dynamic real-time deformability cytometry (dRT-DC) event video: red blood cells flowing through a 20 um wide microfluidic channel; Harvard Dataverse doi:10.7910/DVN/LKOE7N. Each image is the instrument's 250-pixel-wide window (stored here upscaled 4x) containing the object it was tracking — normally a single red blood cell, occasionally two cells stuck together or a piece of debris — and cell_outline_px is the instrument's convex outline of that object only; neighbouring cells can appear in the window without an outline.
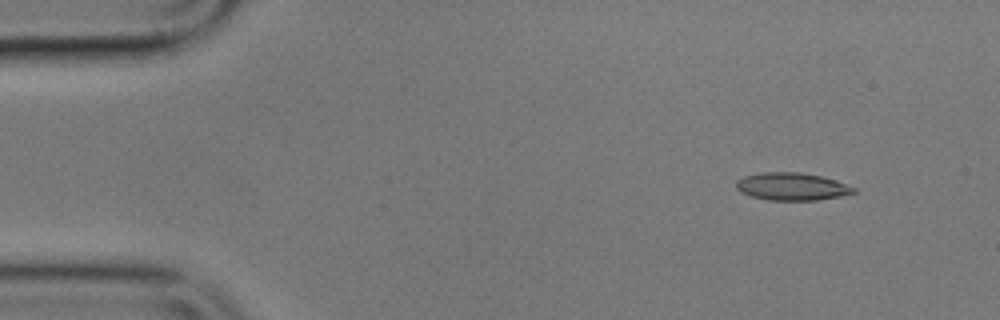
{"species": "common noctule bat (a hibernating species)", "species_latin": "Nyctalus noctula", "temperature_condition": "cold", "stored_images_in_passage": 51, "camera_frame_rate_fps": 3000, "um_per_image_px": 0.085, "animal": {"sex": "male", "body_mass_g": 17.9}, "frame": {"image": 1, "passage_image": 1, "time_ms": 0.0, "image_size_px": [1000, 320], "cell_outline_px": [[856, 192], [840, 196], [816, 200], [768, 200], [752, 196], [740, 192], [736, 188], [736, 180], [744, 176], [764, 172], [800, 172], [820, 176], [836, 180], [856, 188]], "centroid_in_image_um": [67.3, 15.85], "position_along_channel_um": 17.7, "area_um2": 18.84}}
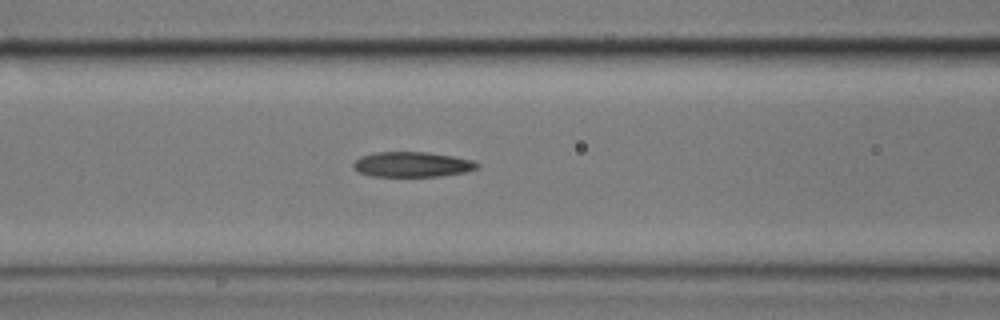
{"frame": {"image": 2, "passage_image": 18, "time_ms": 5.667, "image_size_px": [1000, 320], "cell_outline_px": [[480, 168], [464, 172], [440, 176], [372, 176], [356, 172], [352, 168], [352, 164], [360, 156], [372, 152], [428, 152], [452, 156], [472, 160], [480, 164]], "centroid_in_image_um": [35.0, 13.97], "position_along_channel_um": 131.6, "area_um2": 18.32}}
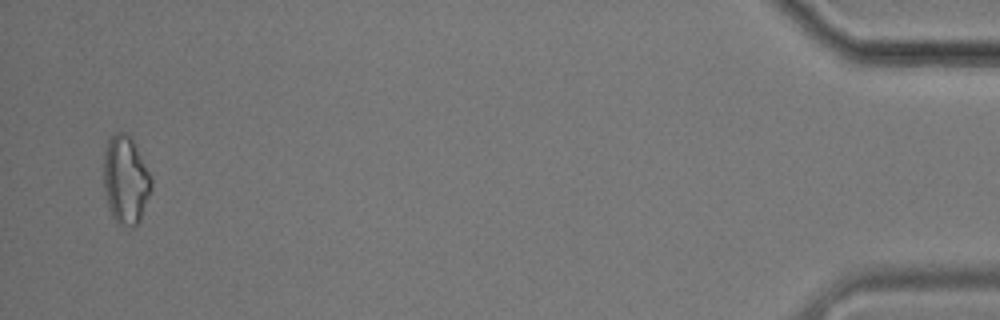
{"frame": {"image": 3, "passage_image": 50, "time_ms": 16.333, "image_size_px": [1000, 320], "cell_outline_px": [[152, 188], [140, 220], [132, 228], [120, 224], [112, 216], [108, 204], [104, 188], [104, 152], [108, 140], [116, 132], [124, 132], [132, 136], [152, 180]], "centroid_in_image_um": [10.68, 15.27], "position_along_channel_um": 424.5, "area_um2": 24.39}, "authors_computed_cell_mechanics": {"area_um2": 18.7272, "velocity_mm_per_s": 3.5429, "shape_relaxation_time_tau1_ms": null, "shape_relaxation_time_tau2_ms": 6.495, "deformation_change_tau1": null, "deformation_change_tau2": 0.1712}}